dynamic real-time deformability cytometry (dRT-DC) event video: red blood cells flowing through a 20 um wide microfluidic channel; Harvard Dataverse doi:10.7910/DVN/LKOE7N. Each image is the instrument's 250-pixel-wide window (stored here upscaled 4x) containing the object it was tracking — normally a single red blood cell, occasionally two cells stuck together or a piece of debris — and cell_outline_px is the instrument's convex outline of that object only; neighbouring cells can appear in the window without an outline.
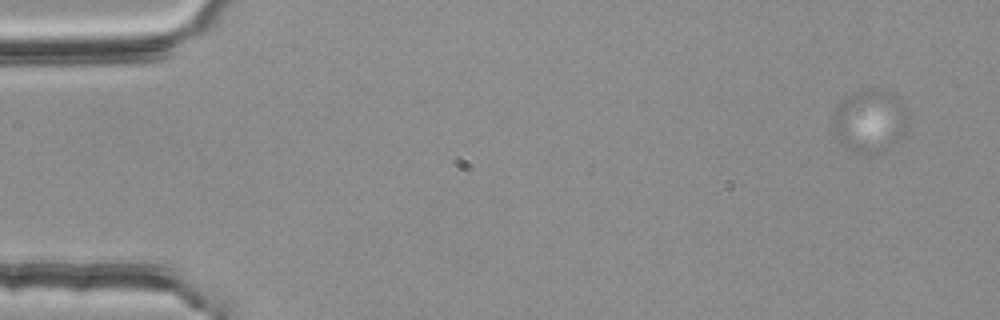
{"species": "common noctule bat (a hibernating species)", "species_latin": "Nyctalus noctula", "temperature_condition": "room temperature", "stored_images_in_passage": 25, "camera_frame_rate_fps": 3000, "um_per_image_px": 0.085, "animal": {"sex": "female", "body_mass_g": 25.1}, "frame": {"image": 1, "passage_image": 1, "time_ms": 0.0, "image_size_px": [1000, 320], "cell_outline_px": [[908, 120], [904, 132], [900, 140], [888, 148], [876, 152], [856, 152], [840, 144], [832, 132], [832, 112], [840, 100], [848, 92], [860, 88], [884, 88], [896, 96], [908, 108]], "centroid_in_image_um": [73.89, 10.2], "position_along_channel_um": 11.1, "area_um2": 28.55}}
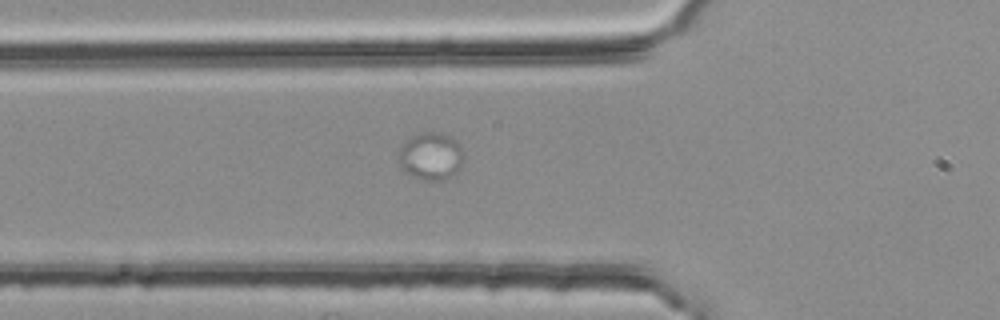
{"frame": {"image": 2, "passage_image": 18, "time_ms": 5.667, "image_size_px": [1000, 320], "cell_outline_px": [[464, 156], [460, 168], [456, 172], [440, 180], [424, 180], [412, 176], [400, 164], [400, 148], [412, 136], [420, 132], [444, 132], [452, 136], [460, 144], [464, 152]], "centroid_in_image_um": [36.69, 13.24], "position_along_channel_um": 89.1, "area_um2": 17.86}}
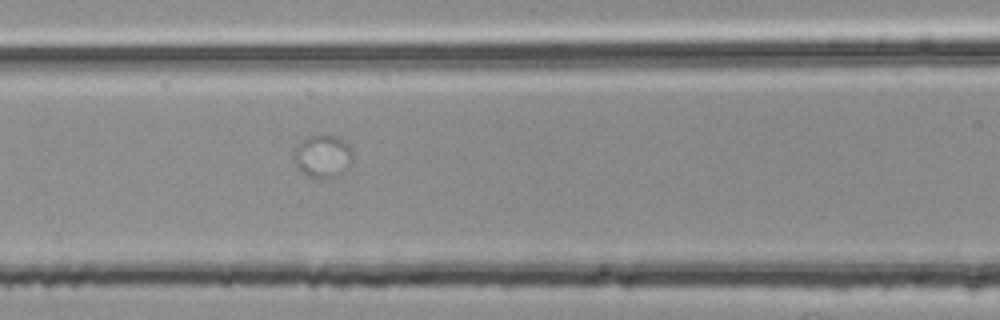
{"frame": {"image": 3, "passage_image": 22, "time_ms": 7.0, "image_size_px": [1000, 320], "cell_outline_px": [[352, 160], [348, 168], [332, 176], [308, 176], [300, 172], [292, 164], [292, 156], [296, 144], [308, 136], [340, 136], [352, 148]], "centroid_in_image_um": [27.37, 13.24], "position_along_channel_um": 139.2, "area_um2": 14.68}}